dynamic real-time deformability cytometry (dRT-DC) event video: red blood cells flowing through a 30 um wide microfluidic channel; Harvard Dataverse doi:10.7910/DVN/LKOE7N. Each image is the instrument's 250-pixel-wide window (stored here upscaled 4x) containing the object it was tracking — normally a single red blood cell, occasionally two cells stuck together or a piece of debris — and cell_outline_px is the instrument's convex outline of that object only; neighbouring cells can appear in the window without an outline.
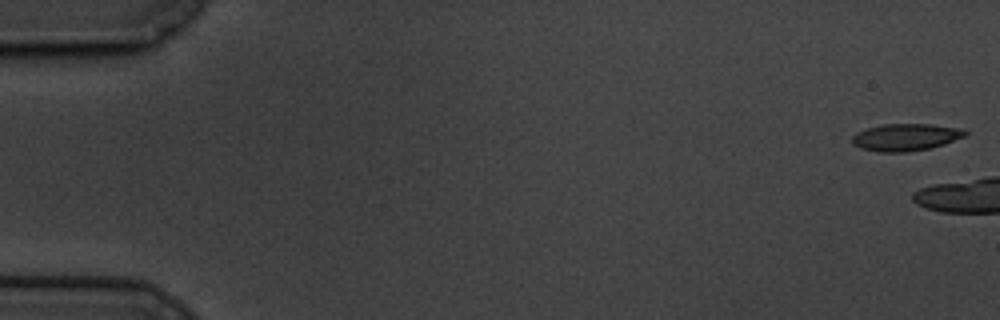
{"species": "common noctule bat (a hibernating species)", "species_latin": "Nyctalus noctula", "temperature_condition": "cold", "stored_images_in_passage": 9, "camera_frame_rate_fps": 3000, "um_per_image_px": 0.085, "animal": {"sex": "male", "body_mass_g": 19.5, "forearm_length_mm": 54.6}, "frame": {"image": 1, "passage_image": 1, "time_ms": 0.0, "image_size_px": [1000, 320], "cell_outline_px": [[968, 136], [932, 148], [908, 152], [876, 152], [860, 148], [852, 144], [852, 136], [856, 132], [868, 128], [884, 124], [932, 124], [964, 128], [968, 132]], "centroid_in_image_um": [77.03, 11.66], "position_along_channel_um": 8.0, "area_um2": 18.26}}